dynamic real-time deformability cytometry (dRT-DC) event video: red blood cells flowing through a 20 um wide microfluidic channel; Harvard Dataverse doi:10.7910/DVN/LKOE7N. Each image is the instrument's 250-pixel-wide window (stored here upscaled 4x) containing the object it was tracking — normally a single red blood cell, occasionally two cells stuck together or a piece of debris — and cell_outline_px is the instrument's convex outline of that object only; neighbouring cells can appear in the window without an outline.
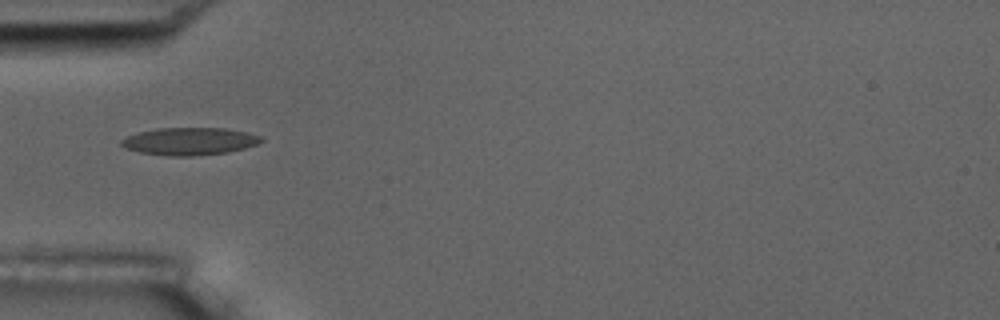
{"species": "common noctule bat (a hibernating species)", "species_latin": "Nyctalus noctula", "temperature_condition": "room temperature", "stored_images_in_passage": 8, "camera_frame_rate_fps": 3000, "um_per_image_px": 0.085, "animal": {"sex": "male", "body_mass_g": 17.5, "forearm_length_mm": 52.3}, "frame": {"image": 1, "passage_image": 5, "time_ms": 4.333, "image_size_px": [1000, 320], "cell_outline_px": [[264, 140], [256, 144], [244, 148], [228, 152], [192, 156], [168, 156], [140, 152], [124, 148], [120, 144], [120, 140], [136, 132], [156, 128], [224, 128], [248, 132], [264, 136]], "centroid_in_image_um": [16.11, 12.0], "position_along_channel_um": 68.9, "area_um2": 22.6}}
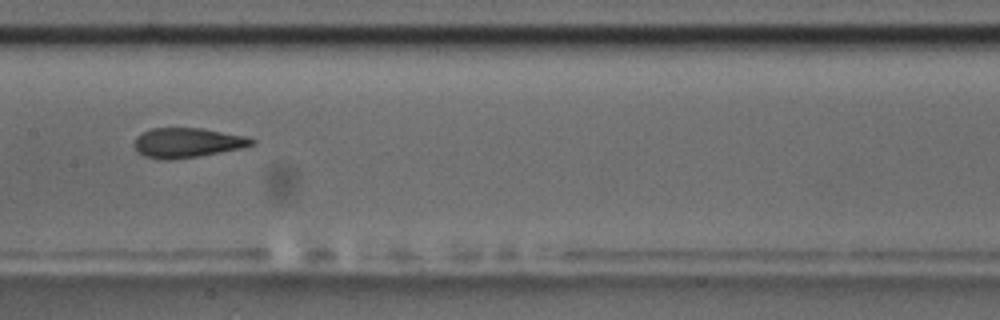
{"frame": {"image": 2, "passage_image": 8, "time_ms": 7.667, "image_size_px": [1000, 320], "cell_outline_px": [[256, 144], [240, 148], [220, 152], [172, 160], [160, 160], [144, 156], [136, 152], [132, 144], [136, 136], [152, 128], [200, 128], [244, 136], [256, 140]], "centroid_in_image_um": [15.85, 12.14], "position_along_channel_um": 191.6, "area_um2": 20.35}}